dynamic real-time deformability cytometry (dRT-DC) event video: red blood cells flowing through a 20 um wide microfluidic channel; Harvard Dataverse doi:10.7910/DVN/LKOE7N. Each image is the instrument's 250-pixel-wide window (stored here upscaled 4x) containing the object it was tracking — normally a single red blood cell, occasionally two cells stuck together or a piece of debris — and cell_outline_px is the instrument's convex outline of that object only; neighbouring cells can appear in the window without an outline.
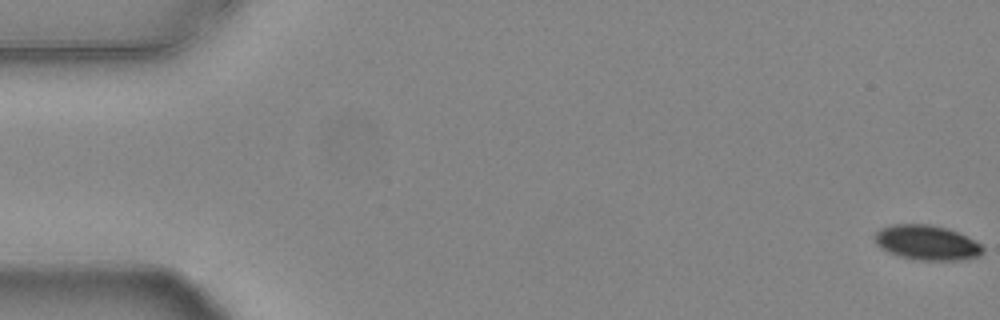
{"species": "common noctule bat (a hibernating species)", "species_latin": "Nyctalus noctula", "temperature_condition": "warm", "stored_images_in_passage": 19, "camera_frame_rate_fps": 3000, "um_per_image_px": 0.085, "animal": {"sex": "female", "body_mass_g": 24.6, "forearm_length_mm": 56.2}, "frame": {"image": 1, "passage_image": 1, "time_ms": 0.0, "image_size_px": [1000, 320], "cell_outline_px": [[984, 252], [980, 256], [964, 260], [920, 260], [900, 256], [888, 252], [880, 248], [876, 244], [876, 232], [880, 228], [892, 224], [928, 224], [948, 228], [960, 232], [976, 240], [984, 248]], "centroid_in_image_um": [78.83, 20.62], "position_along_channel_um": 6.2, "area_um2": 22.2}}
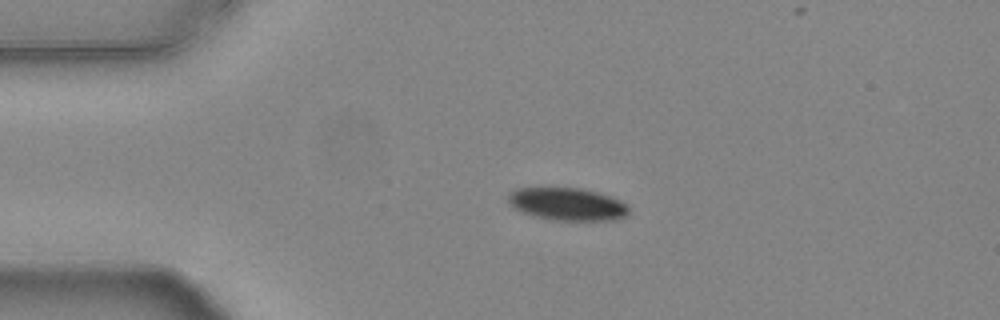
{"frame": {"image": 2, "passage_image": 13, "time_ms": 4.0, "image_size_px": [1000, 320], "cell_outline_px": [[628, 212], [624, 216], [612, 220], [556, 220], [536, 216], [520, 212], [512, 208], [508, 204], [508, 192], [516, 188], [580, 188], [600, 192], [612, 196], [628, 204]], "centroid_in_image_um": [48.19, 17.33], "position_along_channel_um": 36.8, "area_um2": 23.12}}